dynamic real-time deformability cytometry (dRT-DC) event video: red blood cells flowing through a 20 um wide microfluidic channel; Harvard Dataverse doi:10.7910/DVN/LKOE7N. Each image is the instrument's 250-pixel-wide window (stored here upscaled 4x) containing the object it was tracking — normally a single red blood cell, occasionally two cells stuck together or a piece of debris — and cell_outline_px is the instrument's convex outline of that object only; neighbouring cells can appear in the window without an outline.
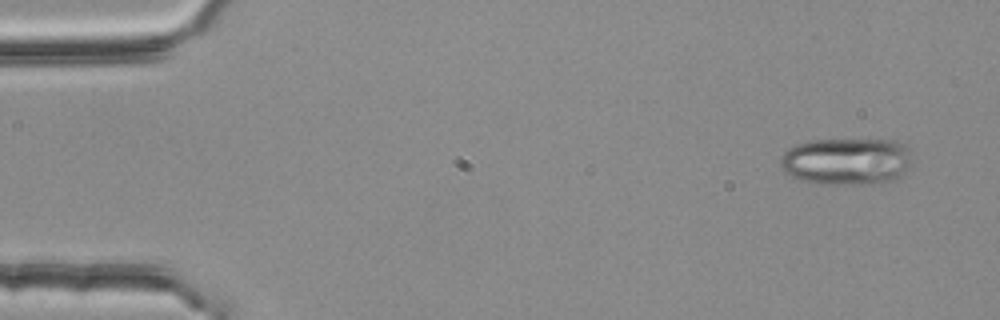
{"species": "common noctule bat (a hibernating species)", "species_latin": "Nyctalus noctula", "temperature_condition": "room temperature", "stored_images_in_passage": 5, "camera_frame_rate_fps": 3000, "um_per_image_px": 0.085, "animal": {"sex": "female", "body_mass_g": 25.1}, "frame": {"image": 1, "passage_image": 1, "time_ms": 0.0, "image_size_px": [1000, 320], "cell_outline_px": [[912, 164], [900, 180], [888, 184], [816, 184], [800, 180], [784, 172], [780, 168], [780, 156], [788, 148], [796, 144], [812, 140], [896, 140], [904, 144], [908, 148]], "centroid_in_image_um": [72.0, 13.74], "position_along_channel_um": 13.0, "area_um2": 37.17}}